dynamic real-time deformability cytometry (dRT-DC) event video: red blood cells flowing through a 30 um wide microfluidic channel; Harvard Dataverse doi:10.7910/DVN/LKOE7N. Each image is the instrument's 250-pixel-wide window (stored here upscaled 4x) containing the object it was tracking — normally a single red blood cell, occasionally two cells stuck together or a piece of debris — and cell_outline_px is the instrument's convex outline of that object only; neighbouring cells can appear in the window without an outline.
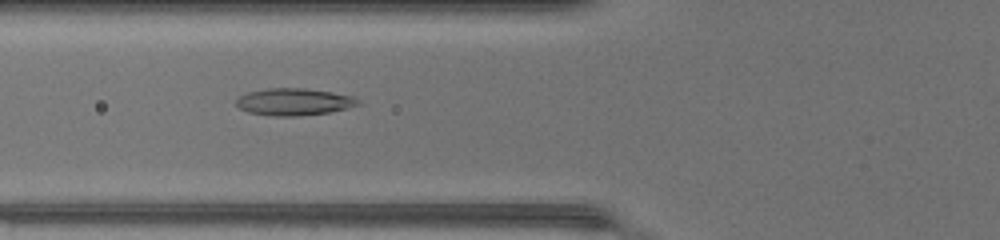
{"species": "common noctule bat (a hibernating species)", "species_latin": "Nyctalus noctula", "temperature_condition": "warm", "stored_images_in_passage": 34, "camera_frame_rate_fps": 3000, "um_per_image_px": 0.085, "animal": {"sex": "female", "body_mass_g": 17.0, "forearm_length_mm": 48.0}, "frame": {"image": 1, "passage_image": 5, "time_ms": 1.333, "image_size_px": [1000, 240], "cell_outline_px": [[360, 104], [328, 112], [300, 116], [272, 116], [248, 112], [240, 108], [236, 104], [236, 100], [240, 96], [248, 92], [268, 88], [304, 88], [332, 92], [356, 96], [360, 100]], "centroid_in_image_um": [25.0, 8.65], "position_along_channel_um": 100.8, "area_um2": 19.19}}
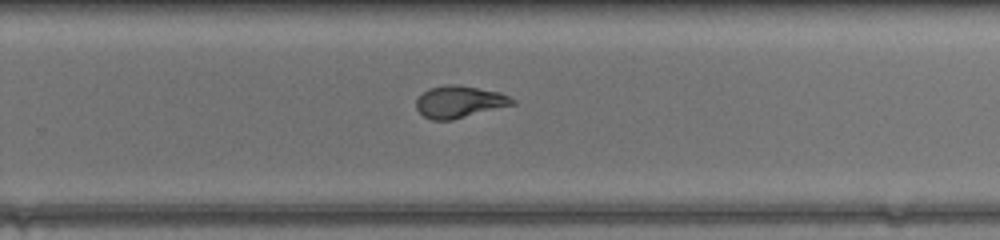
{"frame": {"image": 2, "passage_image": 18, "time_ms": 5.667, "image_size_px": [1000, 240], "cell_outline_px": [[516, 104], [452, 120], [432, 120], [424, 116], [416, 108], [416, 100], [428, 88], [444, 84], [456, 84], [500, 92], [516, 100]], "centroid_in_image_um": [39.06, 8.65], "position_along_channel_um": 290.7, "area_um2": 17.98}}
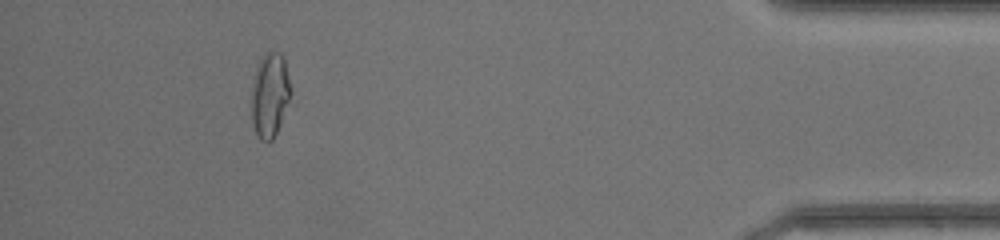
{"frame": {"image": 3, "passage_image": 30, "time_ms": 9.667, "image_size_px": [1000, 240], "cell_outline_px": [[292, 92], [276, 132], [272, 140], [260, 140], [252, 124], [252, 84], [256, 68], [260, 60], [268, 52], [280, 52], [284, 56], [292, 88]], "centroid_in_image_um": [22.95, 8.03], "position_along_channel_um": 412.2, "area_um2": 19.13}, "authors_computed_cell_mechanics": {"area_um2": 18.5538, "velocity_mm_per_s": 4.3839, "shape_relaxation_time_tau1_ms": null, "shape_relaxation_time_tau2_ms": 0.9454, "deformation_change_tau1": null, "deformation_change_tau2": 0.0711}}